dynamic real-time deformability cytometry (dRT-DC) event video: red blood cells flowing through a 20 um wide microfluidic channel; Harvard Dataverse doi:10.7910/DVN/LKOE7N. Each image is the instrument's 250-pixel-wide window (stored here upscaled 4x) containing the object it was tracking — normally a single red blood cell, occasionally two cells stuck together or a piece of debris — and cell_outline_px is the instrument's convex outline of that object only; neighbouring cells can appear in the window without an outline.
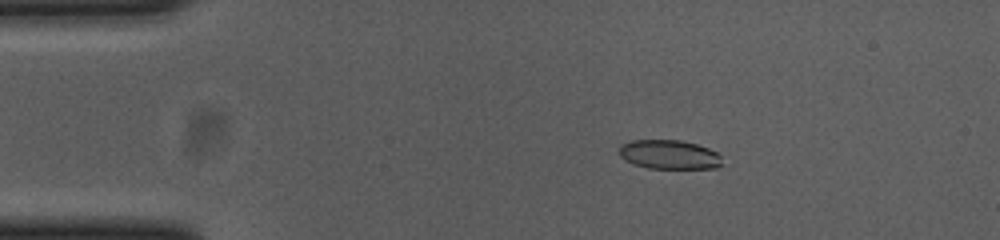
{"species": "common noctule bat (a hibernating species)", "species_latin": "Nyctalus noctula", "temperature_condition": "cold", "stored_images_in_passage": 55, "camera_frame_rate_fps": 3000, "um_per_image_px": 0.085, "animal": {"sex": "female", "body_mass_g": 23.0, "forearm_length_mm": 53.4}, "frame": {"image": 1, "passage_image": 10, "time_ms": 3.0, "image_size_px": [1000, 240], "cell_outline_px": [[720, 164], [716, 168], [648, 168], [624, 160], [620, 156], [620, 144], [632, 140], [680, 140], [696, 144], [708, 148], [716, 152], [720, 156]], "centroid_in_image_um": [56.85, 13.13], "position_along_channel_um": 28.1, "area_um2": 17.28}}
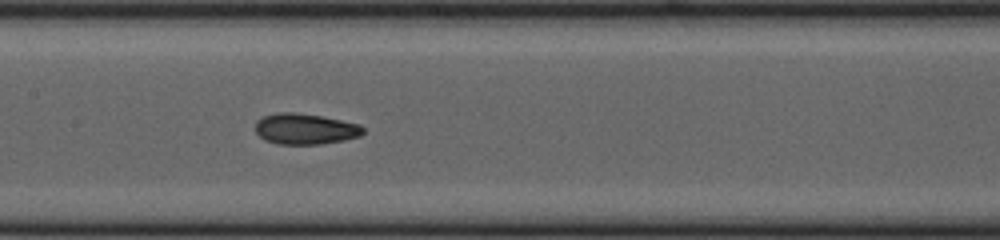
{"frame": {"image": 2, "passage_image": 27, "time_ms": 8.667, "image_size_px": [1000, 240], "cell_outline_px": [[364, 132], [360, 136], [344, 140], [320, 144], [276, 144], [264, 140], [256, 132], [256, 120], [264, 116], [276, 112], [296, 112], [320, 116], [360, 124], [364, 128]], "centroid_in_image_um": [25.92, 10.96], "position_along_channel_um": 181.5, "area_um2": 19.42}}
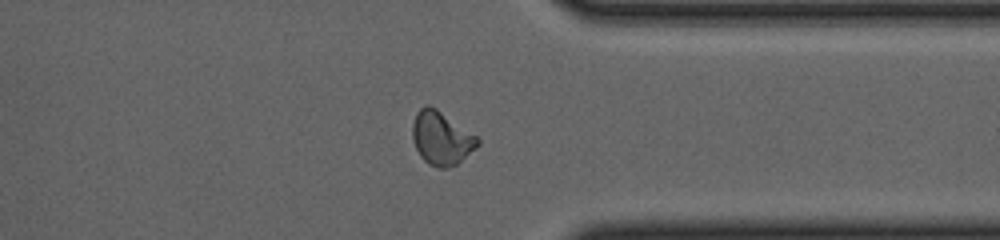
{"frame": {"image": 3, "passage_image": 43, "time_ms": 14.0, "image_size_px": [1000, 240], "cell_outline_px": [[480, 144], [476, 148], [456, 164], [448, 168], [440, 168], [428, 164], [420, 156], [412, 140], [412, 124], [416, 112], [420, 108], [428, 104], [436, 108], [476, 136], [480, 140]], "centroid_in_image_um": [37.49, 11.74], "position_along_channel_um": 373.9, "area_um2": 20.17}, "authors_computed_cell_mechanics": {"area_um2": 19.0162, "velocity_mm_per_s": 3.6998, "shape_relaxation_time_tau1_ms": 10.6021, "shape_relaxation_time_tau2_ms": 1.8054, "deformation_change_tau1": 0.2154, "deformation_change_tau2": 0.073}}